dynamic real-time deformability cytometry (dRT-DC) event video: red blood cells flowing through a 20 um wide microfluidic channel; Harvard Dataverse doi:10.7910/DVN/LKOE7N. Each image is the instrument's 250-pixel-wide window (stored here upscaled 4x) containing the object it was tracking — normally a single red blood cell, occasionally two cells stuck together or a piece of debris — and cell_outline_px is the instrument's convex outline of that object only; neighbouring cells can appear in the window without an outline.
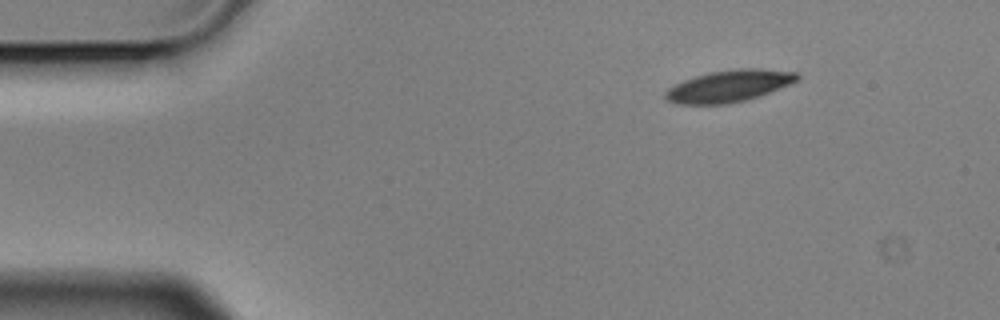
{"species": "Egyptian fruit bat (a non-hibernating species)", "species_latin": "Rousettus aegyptiacus", "temperature_condition": "cold", "stored_images_in_passage": 3, "camera_frame_rate_fps": 3000, "um_per_image_px": 0.085, "animal": {"sex": "male"}, "frame": {"image": 1, "passage_image": 1, "time_ms": 0.0, "image_size_px": [1000, 320], "cell_outline_px": [[800, 80], [792, 84], [744, 100], [724, 104], [676, 104], [668, 100], [664, 96], [664, 92], [668, 88], [684, 80], [708, 72], [736, 68], [764, 68], [796, 72], [800, 76]], "centroid_in_image_um": [61.99, 7.29], "position_along_channel_um": 23.0, "area_um2": 24.45}}